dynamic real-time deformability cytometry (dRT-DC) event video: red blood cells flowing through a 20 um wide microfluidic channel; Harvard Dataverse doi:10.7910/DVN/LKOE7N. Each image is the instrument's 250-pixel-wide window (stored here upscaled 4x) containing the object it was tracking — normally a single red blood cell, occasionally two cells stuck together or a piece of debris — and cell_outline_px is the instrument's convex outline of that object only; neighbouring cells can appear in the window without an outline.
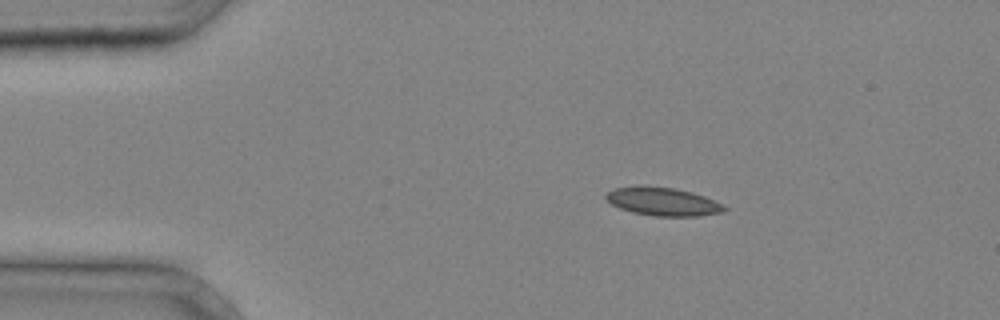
{"species": "common noctule bat (a hibernating species)", "species_latin": "Nyctalus noctula", "temperature_condition": "cold", "stored_images_in_passage": 2, "camera_frame_rate_fps": 3000, "um_per_image_px": 0.085, "animal": {"sex": "male", "body_mass_g": 20.4}, "frame": {"image": 1, "passage_image": 1, "time_ms": 0.0, "image_size_px": [1000, 320], "cell_outline_px": [[728, 208], [724, 212], [696, 216], [656, 216], [632, 212], [620, 208], [612, 204], [604, 196], [612, 188], [640, 184], [644, 184], [676, 188], [692, 192], [704, 196]], "centroid_in_image_um": [56.3, 17.1], "position_along_channel_um": 28.7, "area_um2": 19.71}}